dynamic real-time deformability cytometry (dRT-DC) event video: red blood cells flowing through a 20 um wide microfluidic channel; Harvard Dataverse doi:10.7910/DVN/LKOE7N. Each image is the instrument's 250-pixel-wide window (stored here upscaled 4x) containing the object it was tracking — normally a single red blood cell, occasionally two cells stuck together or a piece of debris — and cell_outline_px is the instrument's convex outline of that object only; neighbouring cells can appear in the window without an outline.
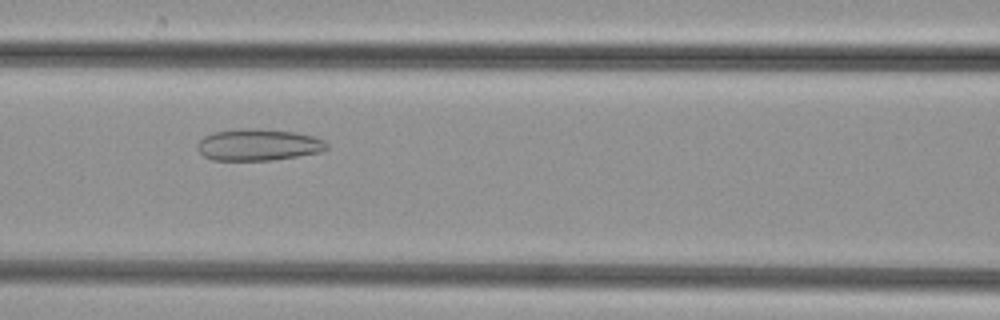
{"species": "common noctule bat (a hibernating species)", "species_latin": "Nyctalus noctula", "temperature_condition": "cold", "stored_images_in_passage": 50, "camera_frame_rate_fps": 3000, "um_per_image_px": 0.085, "animal": {"sex": "female", "body_mass_g": 29.2, "forearm_length_mm": 56.3}, "frame": {"image": 1, "passage_image": 22, "time_ms": 7.0, "image_size_px": [1000, 320], "cell_outline_px": [[328, 148], [324, 152], [272, 160], [212, 160], [204, 156], [196, 148], [196, 144], [204, 136], [212, 132], [244, 128], [256, 128], [296, 132], [312, 136], [324, 140], [328, 144]], "centroid_in_image_um": [21.97, 12.3], "position_along_channel_um": 144.6, "area_um2": 24.1}}
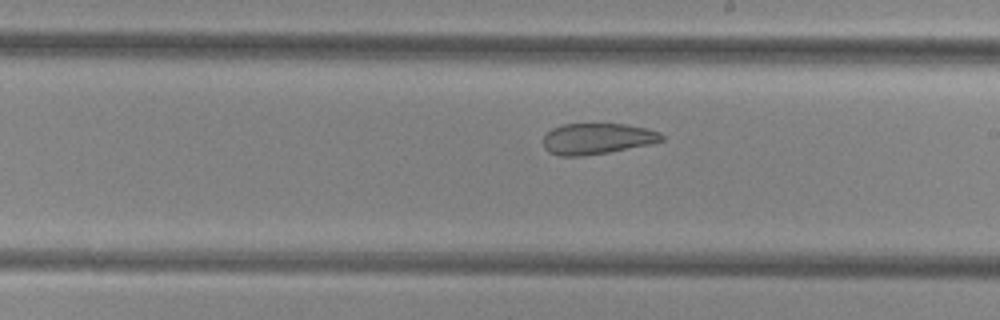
{"frame": {"image": 2, "passage_image": 29, "time_ms": 9.333, "image_size_px": [1000, 320], "cell_outline_px": [[664, 140], [652, 144], [608, 152], [584, 156], [560, 156], [548, 152], [544, 148], [540, 140], [552, 128], [564, 124], [624, 124], [648, 128], [660, 132], [664, 136]], "centroid_in_image_um": [50.74, 11.79], "position_along_channel_um": 238.3, "area_um2": 21.68}}
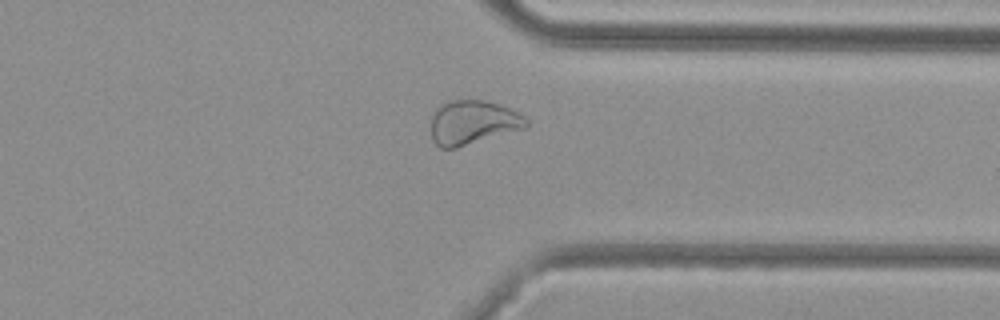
{"frame": {"image": 3, "passage_image": 39, "time_ms": 12.667, "image_size_px": [1000, 320], "cell_outline_px": [[528, 128], [456, 148], [440, 148], [432, 140], [432, 112], [440, 104], [452, 100], [484, 100], [500, 104], [524, 116], [528, 120]], "centroid_in_image_um": [40.2, 10.41], "position_along_channel_um": 371.2, "area_um2": 24.74}}